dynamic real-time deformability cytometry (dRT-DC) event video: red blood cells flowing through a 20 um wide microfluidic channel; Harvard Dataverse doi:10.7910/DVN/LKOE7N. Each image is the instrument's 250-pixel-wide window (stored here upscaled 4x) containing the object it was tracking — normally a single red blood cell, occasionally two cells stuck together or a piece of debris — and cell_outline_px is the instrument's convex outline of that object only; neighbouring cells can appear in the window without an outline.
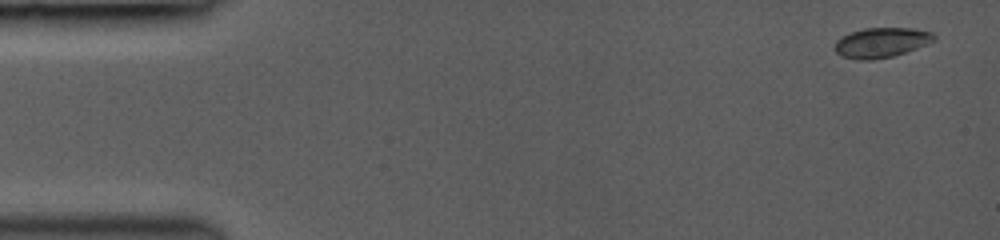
{"species": "common noctule bat (a hibernating species)", "species_latin": "Nyctalus noctula", "temperature_condition": "room temperature", "stored_images_in_passage": 79, "camera_frame_rate_fps": 3000, "um_per_image_px": 0.085, "animal": {"sex": "female", "body_mass_g": 19.0, "forearm_length_mm": 53.3}, "frame": {"image": 1, "passage_image": 1, "time_ms": 0.0, "image_size_px": [1000, 240], "cell_outline_px": [[936, 40], [928, 44], [892, 56], [872, 60], [856, 60], [840, 56], [832, 48], [836, 40], [840, 36], [864, 28], [916, 28], [932, 32], [936, 36]], "centroid_in_image_um": [74.88, 3.62], "position_along_channel_um": 10.1, "area_um2": 17.57}}
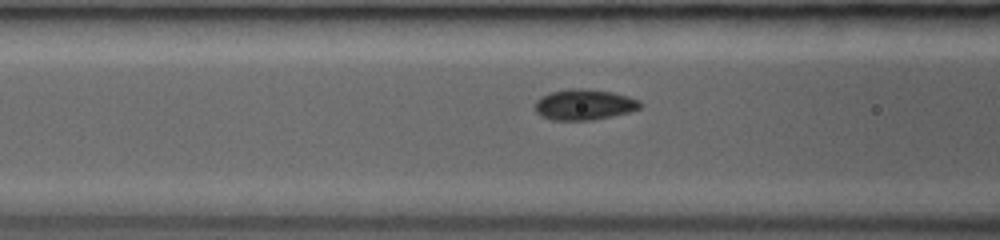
{"frame": {"image": 2, "passage_image": 32, "time_ms": 5.667, "image_size_px": [1000, 240], "cell_outline_px": [[644, 104], [640, 108], [628, 112], [612, 116], [592, 120], [552, 120], [540, 116], [536, 112], [536, 100], [540, 96], [548, 92], [568, 88], [580, 88], [612, 92], [628, 96], [640, 100]], "centroid_in_image_um": [49.64, 8.88], "position_along_channel_um": 117.0, "area_um2": 19.02}}
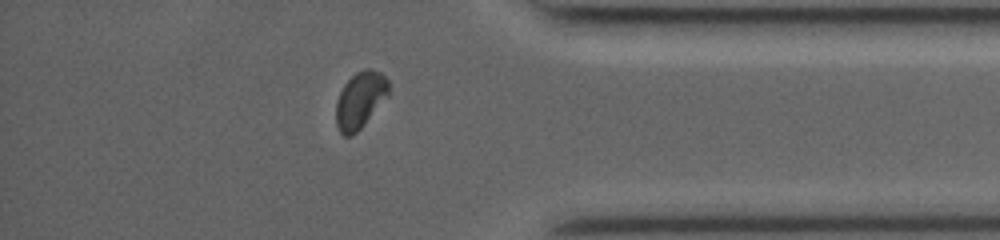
{"frame": {"image": 3, "passage_image": 68, "time_ms": 12.667, "image_size_px": [1000, 240], "cell_outline_px": [[388, 96], [364, 124], [352, 136], [344, 136], [340, 132], [336, 124], [336, 100], [344, 84], [356, 72], [364, 68], [368, 68], [380, 72], [388, 80]], "centroid_in_image_um": [30.6, 8.49], "position_along_channel_um": 404.6, "area_um2": 17.22}, "authors_computed_cell_mechanics": {"area_um2": 18.0336, "velocity_mm_per_s": 4.2192, "shape_relaxation_time_tau1_ms": 2.2167, "shape_relaxation_time_tau2_ms": 1.5513, "deformation_change_tau1": 0.0867, "deformation_change_tau2": 0.0306}}